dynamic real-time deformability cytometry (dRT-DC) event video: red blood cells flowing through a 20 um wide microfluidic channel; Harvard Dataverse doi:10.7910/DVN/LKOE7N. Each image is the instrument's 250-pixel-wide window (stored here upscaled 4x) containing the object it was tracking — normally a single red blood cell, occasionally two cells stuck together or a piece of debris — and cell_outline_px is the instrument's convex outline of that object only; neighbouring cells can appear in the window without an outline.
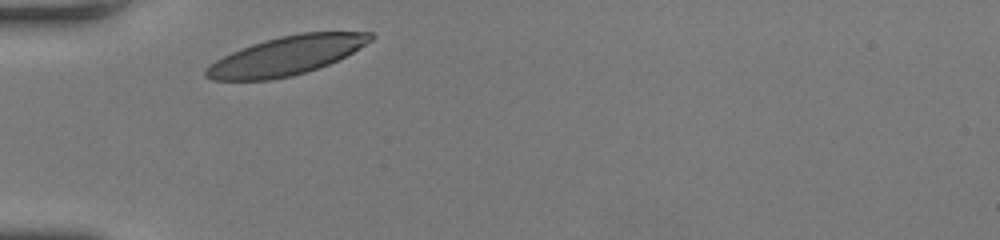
{"species": "human", "species_latin": "Homo sapiens", "temperature_condition": "room temperature", "stored_images_in_passage": 12, "camera_frame_rate_fps": 3000, "um_per_image_px": 0.085, "donor": {"sex": "female"}, "frame": {"image": 1, "passage_image": 1, "time_ms": 0.0, "image_size_px": [1000, 240], "cell_outline_px": [[376, 36], [372, 40], [352, 52], [328, 64], [292, 76], [272, 80], [212, 80], [204, 76], [204, 68], [216, 60], [232, 52], [252, 44], [264, 40], [280, 36], [300, 32], [372, 32]], "centroid_in_image_um": [24.31, 4.73], "position_along_channel_um": 60.7, "area_um2": 36.93}}